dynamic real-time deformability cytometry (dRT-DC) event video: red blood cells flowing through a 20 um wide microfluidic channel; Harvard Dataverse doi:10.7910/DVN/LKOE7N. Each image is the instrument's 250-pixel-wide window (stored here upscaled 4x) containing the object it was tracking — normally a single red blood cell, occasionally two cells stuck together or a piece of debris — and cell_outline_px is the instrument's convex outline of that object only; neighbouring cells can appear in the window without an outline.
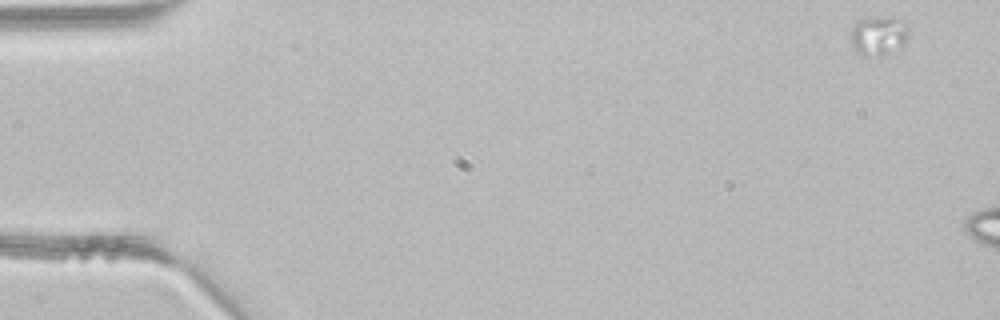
{"species": "common noctule bat (a hibernating species)", "species_latin": "Nyctalus noctula", "temperature_condition": "room temperature", "stored_images_in_passage": 5, "camera_frame_rate_fps": 3000, "um_per_image_px": 0.085, "animal": {"sex": "male", "body_mass_g": 21.5, "forearm_length_mm": 52.0}, "frame": {"image": 1, "passage_image": 1, "time_ms": 0.0, "image_size_px": [1000, 320], "cell_outline_px": [[908, 36], [904, 44], [900, 48], [880, 60], [864, 56], [856, 52], [852, 44], [852, 28], [860, 20], [868, 16], [888, 16], [904, 20], [908, 28]], "centroid_in_image_um": [74.72, 3.07], "position_along_channel_um": 10.3, "area_um2": 13.99}}